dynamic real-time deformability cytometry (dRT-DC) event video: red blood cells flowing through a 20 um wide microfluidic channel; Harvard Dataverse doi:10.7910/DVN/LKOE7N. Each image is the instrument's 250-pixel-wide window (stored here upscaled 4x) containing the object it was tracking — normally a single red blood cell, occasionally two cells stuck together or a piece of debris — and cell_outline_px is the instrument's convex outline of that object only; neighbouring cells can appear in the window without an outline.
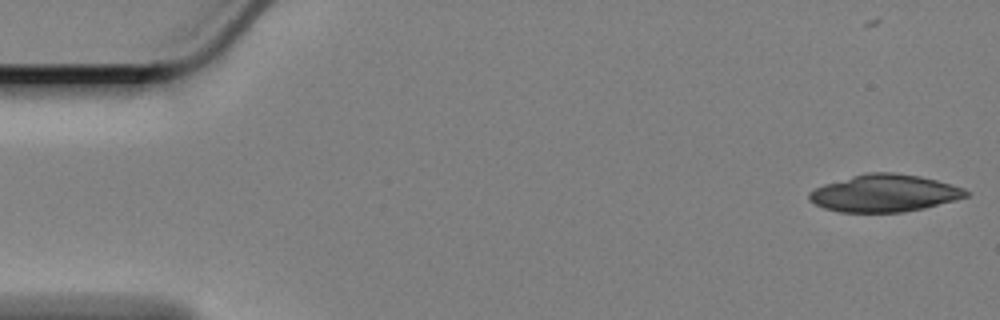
{"species": "Egyptian fruit bat (a non-hibernating species)", "species_latin": "Rousettus aegyptiacus", "temperature_condition": "cold", "stored_images_in_passage": 12, "camera_frame_rate_fps": 3000, "um_per_image_px": 0.085, "animal": {"sex": "female"}, "frame": {"image": 1, "passage_image": 2, "time_ms": 0.333, "image_size_px": [1000, 320], "cell_outline_px": [[968, 196], [956, 200], [924, 208], [904, 212], [840, 212], [824, 208], [808, 200], [808, 192], [824, 184], [852, 176], [872, 172], [892, 172], [920, 176], [936, 180], [964, 188], [968, 192]], "centroid_in_image_um": [75.17, 16.43], "position_along_channel_um": 9.8, "area_um2": 33.93}}